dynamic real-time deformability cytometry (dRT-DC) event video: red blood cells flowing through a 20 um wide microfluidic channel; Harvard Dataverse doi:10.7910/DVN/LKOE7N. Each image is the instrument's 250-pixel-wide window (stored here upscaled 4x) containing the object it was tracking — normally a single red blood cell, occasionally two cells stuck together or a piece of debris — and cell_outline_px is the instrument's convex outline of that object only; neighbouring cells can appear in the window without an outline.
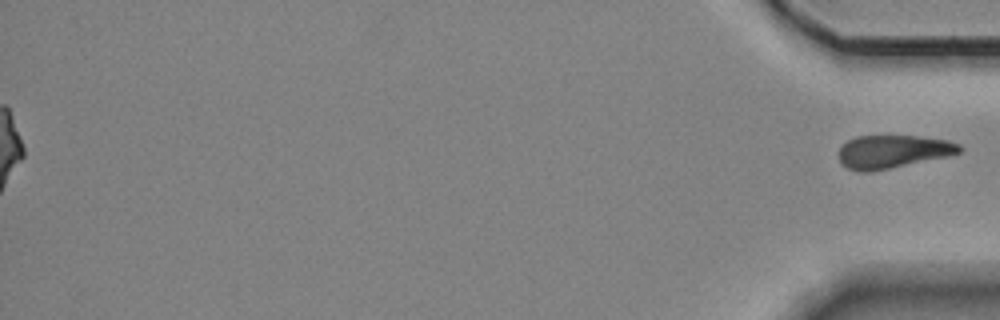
{"species": "Egyptian fruit bat (a non-hibernating species)", "species_latin": "Rousettus aegyptiacus", "temperature_condition": "room temperature", "stored_images_in_passage": 57, "segment_of_instrument_passage": [2, 2], "camera_frame_rate_fps": 3000, "um_per_image_px": 0.085, "animal": {"sex": "female"}, "frame": {"image": 1, "passage_image": 57, "time_ms": 18.667, "image_size_px": [1000, 320], "cell_outline_px": [[964, 148], [960, 152], [948, 156], [872, 172], [860, 172], [848, 168], [840, 164], [840, 148], [848, 140], [856, 136], [920, 136], [948, 140], [960, 144]], "centroid_in_image_um": [75.91, 12.89], "position_along_channel_um": 359.3, "area_um2": 23.35}}